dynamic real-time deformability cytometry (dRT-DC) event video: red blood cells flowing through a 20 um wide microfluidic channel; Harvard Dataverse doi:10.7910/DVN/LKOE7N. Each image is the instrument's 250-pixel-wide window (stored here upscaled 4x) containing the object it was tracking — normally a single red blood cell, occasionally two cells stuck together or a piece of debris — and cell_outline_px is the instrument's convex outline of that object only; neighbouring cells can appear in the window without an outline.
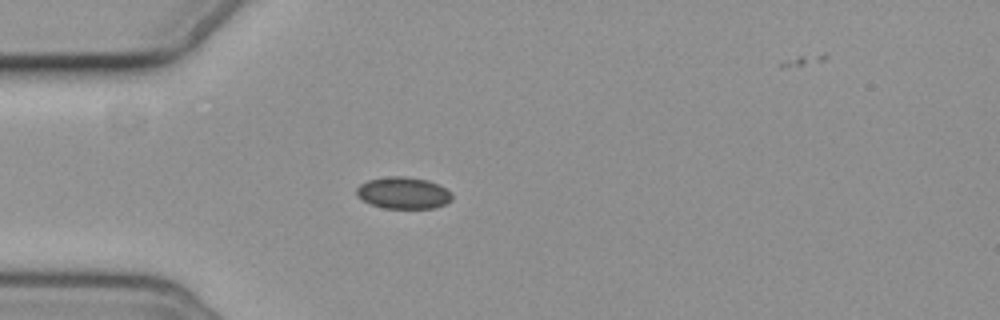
{"species": "common noctule bat (a hibernating species)", "species_latin": "Nyctalus noctula", "temperature_condition": "cold", "stored_images_in_passage": 4, "camera_frame_rate_fps": 3000, "um_per_image_px": 0.085, "animal": {"sex": "female", "body_mass_g": 19.3, "forearm_length_mm": 54.1}, "frame": {"image": 1, "passage_image": 3, "time_ms": 4.0, "image_size_px": [1000, 320], "cell_outline_px": [[452, 200], [436, 208], [384, 208], [368, 204], [356, 196], [356, 188], [360, 184], [368, 180], [388, 176], [404, 176], [428, 180], [444, 188], [452, 196]], "centroid_in_image_um": [34.22, 16.4], "position_along_channel_um": 50.8, "area_um2": 17.69}}